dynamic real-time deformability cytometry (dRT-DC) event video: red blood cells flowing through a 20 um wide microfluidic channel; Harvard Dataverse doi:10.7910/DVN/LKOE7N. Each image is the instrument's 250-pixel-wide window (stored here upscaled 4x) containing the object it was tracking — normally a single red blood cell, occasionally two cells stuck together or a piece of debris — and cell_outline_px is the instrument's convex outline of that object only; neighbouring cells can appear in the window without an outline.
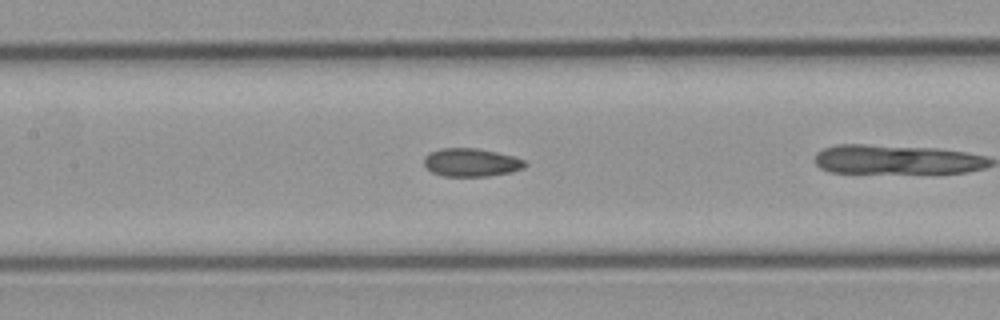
{"species": "common noctule bat (a hibernating species)", "species_latin": "Nyctalus noctula", "temperature_condition": "cold", "stored_images_in_passage": 28, "camera_frame_rate_fps": 3000, "um_per_image_px": 0.085, "animal": {"sex": "male", "body_mass_g": 23.1, "forearm_length_mm": 52.7}, "frame": {"image": 1, "passage_image": 11, "time_ms": 3.333, "image_size_px": [1000, 320], "cell_outline_px": [[528, 164], [524, 168], [512, 172], [488, 176], [444, 176], [432, 172], [424, 164], [424, 156], [440, 148], [476, 148], [516, 156], [524, 160]], "centroid_in_image_um": [40.09, 13.81], "position_along_channel_um": 167.3, "area_um2": 16.65}}
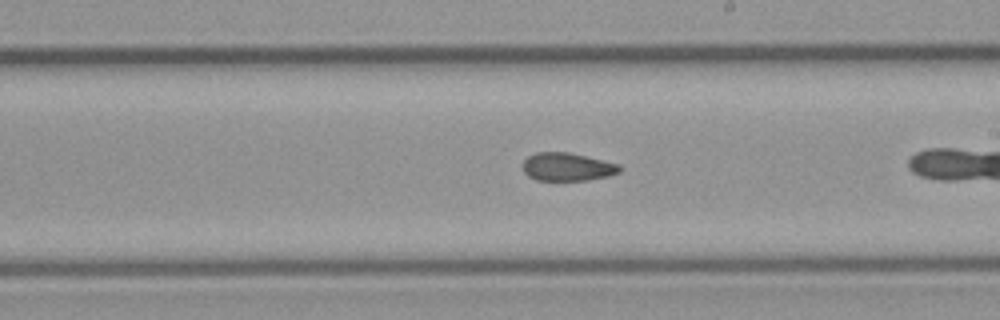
{"frame": {"image": 2, "passage_image": 17, "time_ms": 5.333, "image_size_px": [1000, 320], "cell_outline_px": [[624, 168], [620, 172], [608, 176], [588, 180], [536, 180], [528, 176], [524, 172], [524, 160], [528, 156], [536, 152], [568, 152], [620, 164]], "centroid_in_image_um": [48.25, 14.18], "position_along_channel_um": 240.7, "area_um2": 15.9}}
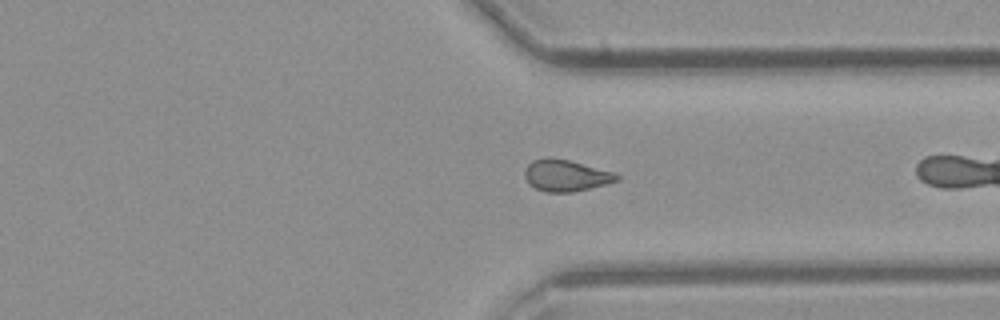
{"frame": {"image": 3, "passage_image": 27, "time_ms": 8.667, "image_size_px": [1000, 320], "cell_outline_px": [[620, 180], [572, 192], [544, 192], [528, 184], [524, 176], [524, 172], [528, 164], [532, 160], [548, 156], [568, 160], [616, 172], [620, 176]], "centroid_in_image_um": [48.08, 14.9], "position_along_channel_um": 363.3, "area_um2": 17.05}}